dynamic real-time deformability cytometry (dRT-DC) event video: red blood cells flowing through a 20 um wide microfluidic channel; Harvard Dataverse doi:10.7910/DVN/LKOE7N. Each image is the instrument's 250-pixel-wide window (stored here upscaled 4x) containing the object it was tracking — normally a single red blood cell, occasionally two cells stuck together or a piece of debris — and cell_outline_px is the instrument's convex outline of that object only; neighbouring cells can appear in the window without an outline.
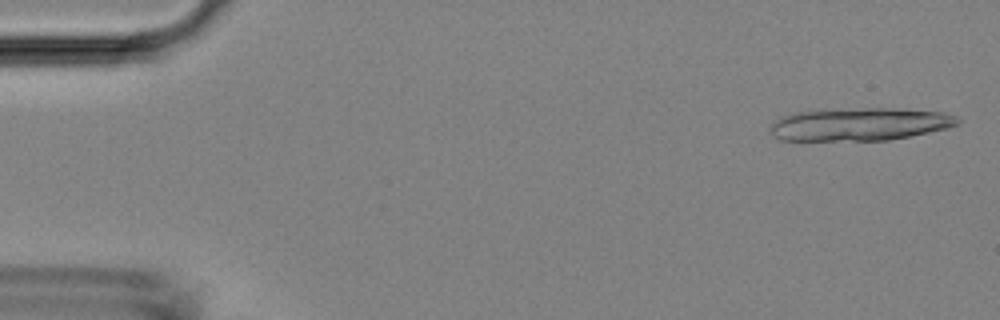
{"species": "Egyptian fruit bat (a non-hibernating species)", "species_latin": "Rousettus aegyptiacus", "temperature_condition": "room temperature", "stored_images_in_passage": 4, "camera_frame_rate_fps": 3000, "um_per_image_px": 0.085, "animal": {"sex": "female"}, "frame": {"image": 1, "passage_image": 1, "time_ms": 0.0, "image_size_px": [1000, 320], "cell_outline_px": [[960, 124], [948, 128], [888, 140], [780, 140], [772, 136], [768, 132], [768, 128], [776, 120], [784, 116], [796, 112], [864, 108], [900, 108], [940, 112], [956, 116], [960, 120]], "centroid_in_image_um": [73.07, 10.56], "position_along_channel_um": 11.9, "area_um2": 35.72}}